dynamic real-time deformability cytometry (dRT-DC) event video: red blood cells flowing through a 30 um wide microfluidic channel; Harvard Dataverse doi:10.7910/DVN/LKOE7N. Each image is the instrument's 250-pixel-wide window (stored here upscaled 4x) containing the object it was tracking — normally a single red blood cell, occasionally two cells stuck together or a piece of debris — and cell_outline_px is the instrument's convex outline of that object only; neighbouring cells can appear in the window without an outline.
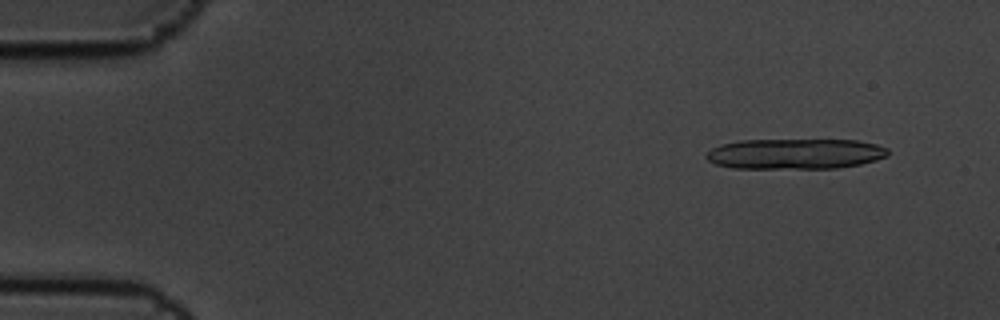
{"species": "common noctule bat (a hibernating species)", "species_latin": "Nyctalus noctula", "temperature_condition": "cold", "stored_images_in_passage": 6, "camera_frame_rate_fps": 3000, "um_per_image_px": 0.085, "animal": {"sex": "male", "body_mass_g": 19.5, "forearm_length_mm": 54.6}, "frame": {"image": 1, "passage_image": 2, "time_ms": 0.333, "image_size_px": [1000, 320], "cell_outline_px": [[888, 156], [876, 160], [860, 164], [836, 168], [732, 168], [716, 164], [708, 160], [704, 156], [712, 148], [720, 144], [740, 140], [856, 140], [876, 144], [888, 148]], "centroid_in_image_um": [67.58, 13.07], "position_along_channel_um": 17.4, "area_um2": 32.31}}